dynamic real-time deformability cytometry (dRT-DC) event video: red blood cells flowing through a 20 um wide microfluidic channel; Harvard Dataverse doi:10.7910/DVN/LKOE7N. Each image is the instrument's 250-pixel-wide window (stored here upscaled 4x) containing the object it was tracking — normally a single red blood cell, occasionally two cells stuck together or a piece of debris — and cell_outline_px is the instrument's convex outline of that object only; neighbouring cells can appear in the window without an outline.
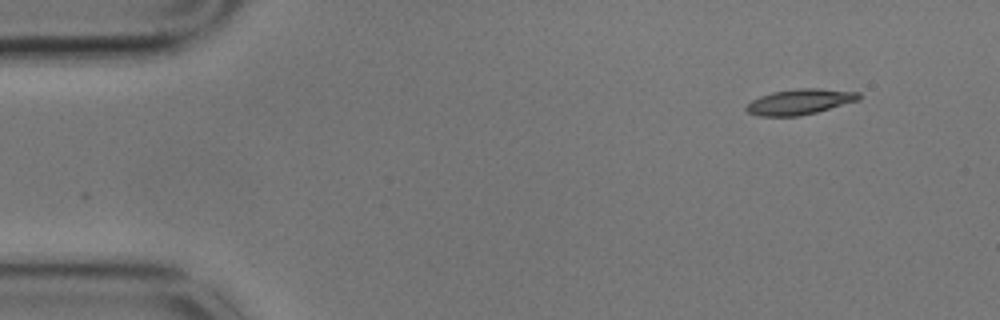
{"species": "common noctule bat (a hibernating species)", "species_latin": "Nyctalus noctula", "temperature_condition": "cold", "stored_images_in_passage": 54, "camera_frame_rate_fps": 3000, "um_per_image_px": 0.085, "animal": {"sex": "male", "body_mass_g": 17.9}, "frame": {"image": 1, "passage_image": 1, "time_ms": 0.0, "image_size_px": [1000, 320], "cell_outline_px": [[860, 100], [816, 112], [800, 116], [760, 116], [748, 112], [744, 108], [752, 100], [760, 96], [772, 92], [796, 88], [820, 88], [860, 92]], "centroid_in_image_um": [68.0, 8.64], "position_along_channel_um": 17.0, "area_um2": 16.76}}
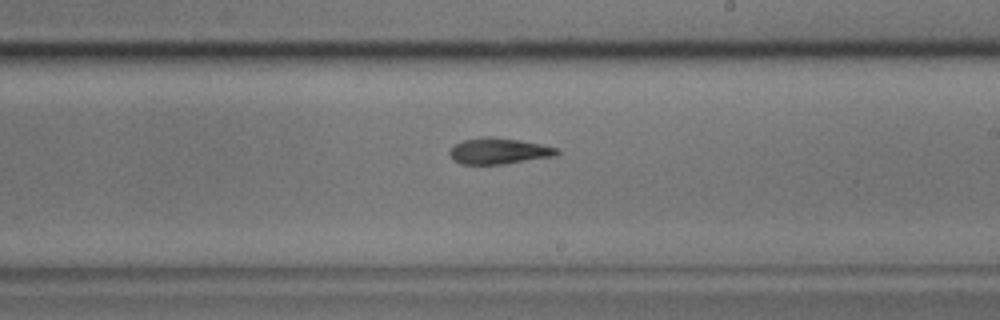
{"frame": {"image": 2, "passage_image": 29, "time_ms": 9.333, "image_size_px": [1000, 320], "cell_outline_px": [[560, 152], [556, 156], [504, 164], [460, 164], [452, 160], [448, 152], [452, 144], [464, 140], [484, 136], [488, 136], [516, 140], [540, 144], [560, 148]], "centroid_in_image_um": [42.37, 12.84], "position_along_channel_um": 246.6, "area_um2": 16.47}}
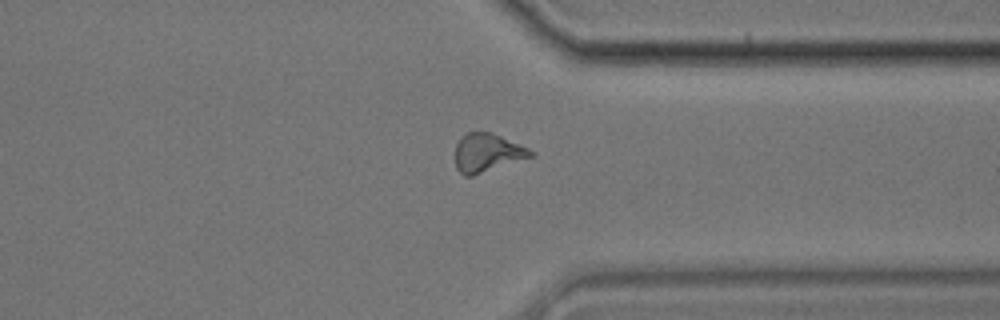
{"frame": {"image": 3, "passage_image": 40, "time_ms": 13.0, "image_size_px": [1000, 320], "cell_outline_px": [[536, 156], [472, 176], [464, 176], [456, 168], [456, 144], [460, 136], [468, 132], [492, 132], [520, 144], [536, 152]], "centroid_in_image_um": [41.45, 12.98], "position_along_channel_um": 369.9, "area_um2": 17.17}, "authors_computed_cell_mechanics": {"area_um2": 16.8487, "velocity_mm_per_s": 3.4167, "shape_relaxation_time_tau1_ms": null, "shape_relaxation_time_tau2_ms": 9.0136, "deformation_change_tau1": null, "deformation_change_tau2": 0.2012}}